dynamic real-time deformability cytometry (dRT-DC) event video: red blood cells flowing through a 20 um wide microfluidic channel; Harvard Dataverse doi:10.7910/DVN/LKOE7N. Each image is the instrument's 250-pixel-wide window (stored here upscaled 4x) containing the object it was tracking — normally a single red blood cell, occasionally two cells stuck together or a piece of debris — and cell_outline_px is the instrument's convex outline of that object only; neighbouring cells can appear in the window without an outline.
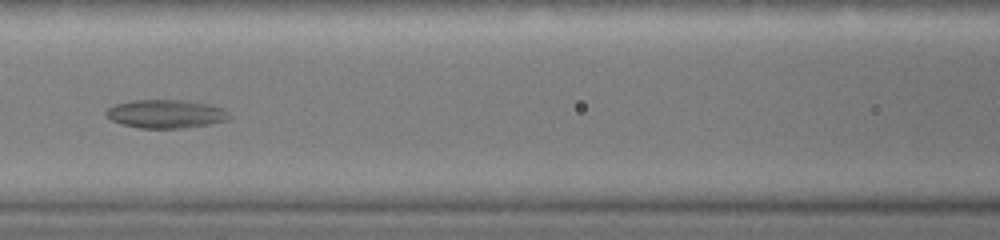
{"species": "common noctule bat (a hibernating species)", "species_latin": "Nyctalus noctula", "temperature_condition": "warm", "stored_images_in_passage": 14, "camera_frame_rate_fps": 3000, "um_per_image_px": 0.085, "animal": {"sex": "female", "body_mass_g": 19.0, "forearm_length_mm": 51.5}, "frame": {"image": 1, "passage_image": 10, "time_ms": 4.0, "image_size_px": [1000, 240], "cell_outline_px": [[232, 116], [228, 120], [208, 124], [184, 128], [140, 128], [124, 124], [112, 120], [108, 116], [108, 108], [116, 104], [132, 100], [188, 100], [208, 104], [224, 108]], "centroid_in_image_um": [14.17, 9.67], "position_along_channel_um": 152.4, "area_um2": 20.29}}
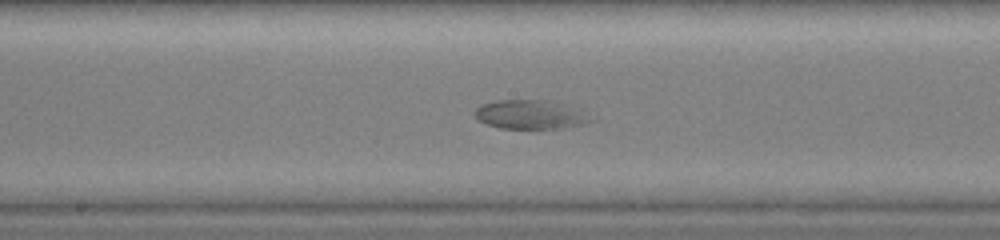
{"frame": {"image": 2, "passage_image": 12, "time_ms": 5.0, "image_size_px": [1000, 240], "cell_outline_px": [[596, 120], [584, 124], [564, 128], [532, 132], [500, 128], [488, 124], [480, 120], [476, 116], [476, 108], [480, 104], [496, 100], [556, 100]], "centroid_in_image_um": [45.08, 9.78], "position_along_channel_um": 203.1, "area_um2": 20.29}}
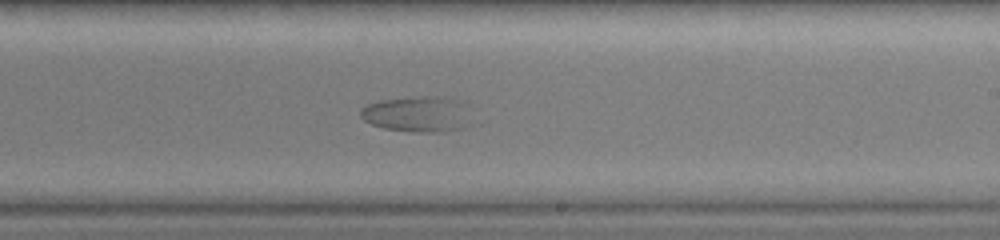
{"frame": {"image": 3, "passage_image": 14, "time_ms": 6.0, "image_size_px": [1000, 240], "cell_outline_px": [[468, 104], [460, 128], [440, 132], [416, 132], [384, 128], [372, 124], [364, 120], [360, 116], [360, 108], [368, 104], [380, 100], [416, 96], [448, 96]], "centroid_in_image_um": [35.38, 9.66], "position_along_channel_um": 253.6, "area_um2": 22.72}}